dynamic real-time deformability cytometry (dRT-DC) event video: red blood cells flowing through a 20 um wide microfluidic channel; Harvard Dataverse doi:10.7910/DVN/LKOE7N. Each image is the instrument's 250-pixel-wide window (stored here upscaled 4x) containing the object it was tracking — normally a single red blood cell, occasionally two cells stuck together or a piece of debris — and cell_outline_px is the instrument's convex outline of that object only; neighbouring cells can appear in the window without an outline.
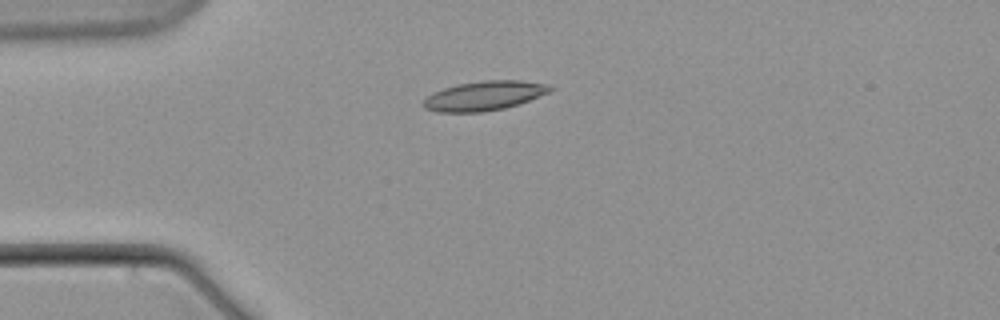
{"species": "common noctule bat (a hibernating species)", "species_latin": "Nyctalus noctula", "temperature_condition": "warm", "stored_images_in_passage": 5, "camera_frame_rate_fps": 3000, "um_per_image_px": 0.085, "animal": {"sex": "male", "body_mass_g": 21.5, "forearm_length_mm": 52.0}, "frame": {"image": 1, "passage_image": 4, "time_ms": 4.667, "image_size_px": [1000, 320], "cell_outline_px": [[552, 92], [520, 104], [504, 108], [484, 112], [436, 112], [424, 108], [420, 104], [428, 96], [444, 88], [460, 84], [484, 80], [520, 80], [552, 84]], "centroid_in_image_um": [41.22, 8.14], "position_along_channel_um": 43.8, "area_um2": 21.91}}